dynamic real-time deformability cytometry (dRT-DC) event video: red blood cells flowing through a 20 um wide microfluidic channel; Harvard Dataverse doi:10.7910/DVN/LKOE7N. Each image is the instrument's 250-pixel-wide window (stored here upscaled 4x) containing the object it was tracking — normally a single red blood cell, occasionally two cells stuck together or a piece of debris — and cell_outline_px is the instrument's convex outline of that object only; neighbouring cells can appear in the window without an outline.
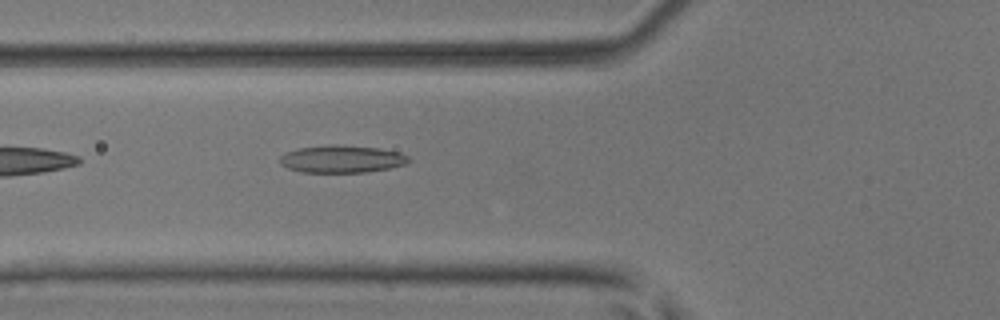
{"species": "common noctule bat (a hibernating species)", "species_latin": "Nyctalus noctula", "temperature_condition": "room temperature", "stored_images_in_passage": 5, "camera_frame_rate_fps": 3000, "um_per_image_px": 0.085, "animal": {"sex": "male", "body_mass_g": 17.9, "forearm_length_mm": 54.2}, "frame": {"image": 1, "passage_image": 5, "time_ms": 1.333, "image_size_px": [1000, 320], "cell_outline_px": [[412, 160], [408, 164], [368, 172], [300, 172], [288, 168], [280, 164], [280, 156], [284, 152], [296, 148], [332, 144], [336, 144], [380, 148], [400, 152], [408, 156]], "centroid_in_image_um": [29.06, 13.51], "position_along_channel_um": 96.7, "area_um2": 20.92}}